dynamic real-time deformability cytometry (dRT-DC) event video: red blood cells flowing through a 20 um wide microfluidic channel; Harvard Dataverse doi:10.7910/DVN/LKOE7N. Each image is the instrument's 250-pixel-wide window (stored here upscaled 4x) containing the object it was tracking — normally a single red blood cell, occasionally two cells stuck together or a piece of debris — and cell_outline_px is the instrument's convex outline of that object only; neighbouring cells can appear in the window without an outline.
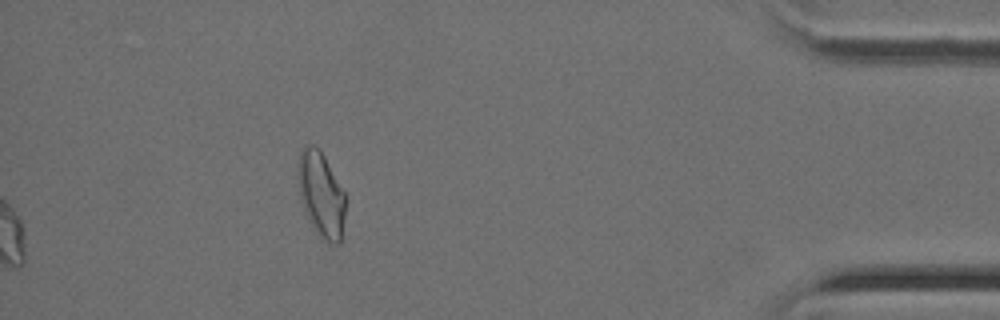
{"species": "Egyptian fruit bat (a non-hibernating species)", "species_latin": "Rousettus aegyptiacus", "temperature_condition": "cold", "stored_images_in_passage": 36, "segment_of_instrument_passage": [2, 2], "camera_frame_rate_fps": 3000, "um_per_image_px": 0.085, "animal": {"sex": "female"}, "frame": {"image": 1, "passage_image": 36, "time_ms": 11.667, "image_size_px": [1000, 320], "cell_outline_px": [[344, 216], [340, 244], [328, 244], [320, 240], [316, 236], [304, 212], [300, 196], [300, 152], [304, 144], [312, 144], [324, 156], [344, 192]], "centroid_in_image_um": [27.3, 16.64], "position_along_channel_um": 407.9, "area_um2": 23.24}}